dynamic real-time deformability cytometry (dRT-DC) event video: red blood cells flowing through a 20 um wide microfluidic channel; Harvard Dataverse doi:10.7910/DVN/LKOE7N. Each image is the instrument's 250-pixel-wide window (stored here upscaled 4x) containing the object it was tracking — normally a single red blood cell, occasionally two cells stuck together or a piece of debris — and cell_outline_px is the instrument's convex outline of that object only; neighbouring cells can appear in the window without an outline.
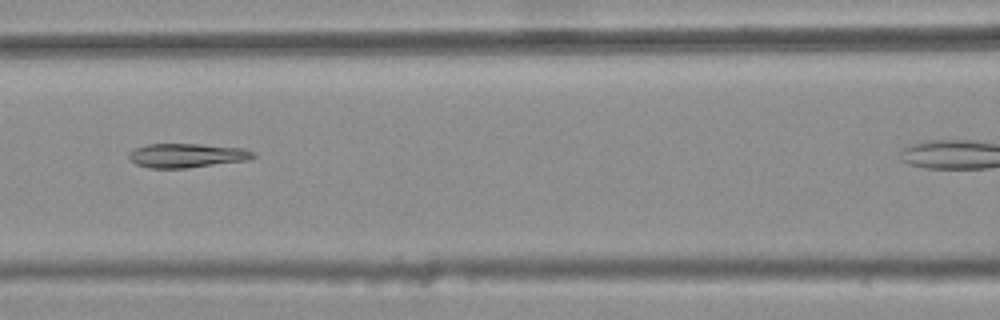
{"species": "common noctule bat (a hibernating species)", "species_latin": "Nyctalus noctula", "temperature_condition": "warm", "stored_images_in_passage": 9, "camera_frame_rate_fps": 3000, "um_per_image_px": 0.085, "animal": {"sex": "female", "body_mass_g": 25.1}, "frame": {"image": 1, "passage_image": 7, "time_ms": 2.0, "image_size_px": [1000, 320], "cell_outline_px": [[256, 156], [248, 160], [188, 168], [148, 168], [136, 164], [128, 156], [128, 152], [136, 148], [148, 144], [200, 144], [244, 148], [256, 152]], "centroid_in_image_um": [15.91, 13.22], "position_along_channel_um": 150.7, "area_um2": 17.57}}
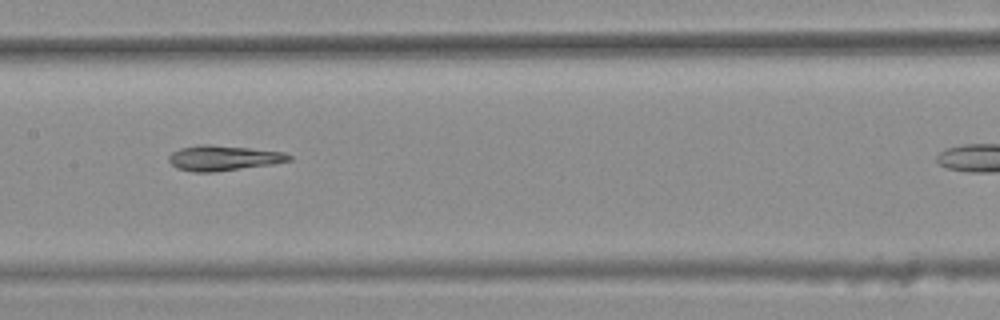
{"frame": {"image": 2, "passage_image": 8, "time_ms": 2.333, "image_size_px": [1000, 320], "cell_outline_px": [[292, 160], [272, 164], [212, 172], [192, 172], [176, 168], [168, 160], [168, 156], [172, 152], [180, 148], [200, 144], [208, 144], [248, 148], [284, 152], [292, 156]], "centroid_in_image_um": [18.96, 13.43], "position_along_channel_um": 188.4, "area_um2": 17.57}}